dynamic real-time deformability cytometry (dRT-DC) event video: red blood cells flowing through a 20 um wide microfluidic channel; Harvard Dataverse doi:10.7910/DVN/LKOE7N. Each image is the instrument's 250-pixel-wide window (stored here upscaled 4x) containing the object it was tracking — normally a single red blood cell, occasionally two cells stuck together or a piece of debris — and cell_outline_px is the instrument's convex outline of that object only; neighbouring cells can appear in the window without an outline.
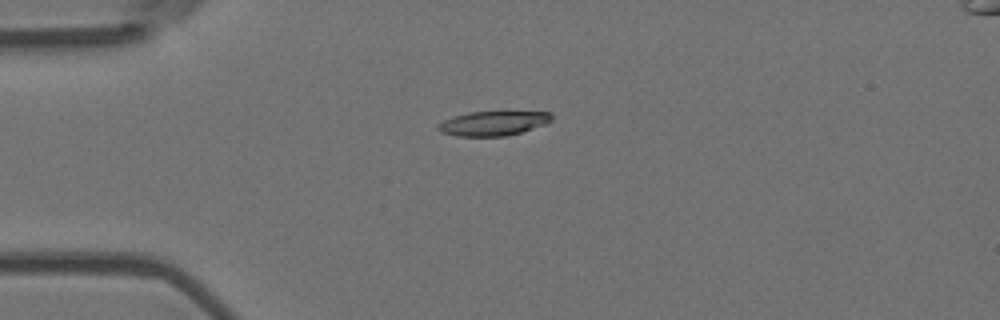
{"species": "Egyptian fruit bat (a non-hibernating species)", "species_latin": "Rousettus aegyptiacus", "temperature_condition": "room temperature", "stored_images_in_passage": 7, "camera_frame_rate_fps": 3000, "um_per_image_px": 0.085, "animal": {"sex": "female"}, "frame": {"image": 1, "passage_image": 5, "time_ms": 1.333, "image_size_px": [1000, 320], "cell_outline_px": [[552, 120], [548, 124], [508, 136], [456, 136], [440, 132], [436, 128], [436, 124], [444, 120], [468, 112], [552, 112]], "centroid_in_image_um": [41.93, 10.49], "position_along_channel_um": 43.1, "area_um2": 16.3}}